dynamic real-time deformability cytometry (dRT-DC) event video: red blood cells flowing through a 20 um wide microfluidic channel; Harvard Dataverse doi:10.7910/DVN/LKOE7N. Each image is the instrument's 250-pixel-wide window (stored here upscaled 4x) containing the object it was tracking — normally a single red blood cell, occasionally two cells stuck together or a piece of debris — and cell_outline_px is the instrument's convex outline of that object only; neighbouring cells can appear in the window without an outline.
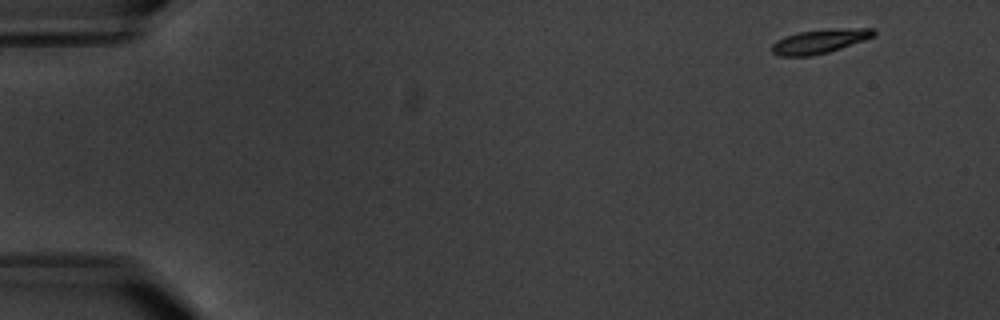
{"species": "common noctule bat (a hibernating species)", "species_latin": "Nyctalus noctula", "temperature_condition": "warm", "stored_images_in_passage": 3, "camera_frame_rate_fps": 3000, "um_per_image_px": 0.085, "animal": {"sex": "male", "body_mass_g": 20.1, "forearm_length_mm": 53.5}, "frame": {"image": 1, "passage_image": 1, "time_ms": 0.0, "image_size_px": [1000, 320], "cell_outline_px": [[876, 36], [828, 52], [812, 56], [780, 56], [772, 52], [772, 44], [776, 40], [800, 32], [828, 28], [872, 28], [876, 32]], "centroid_in_image_um": [69.7, 3.5], "position_along_channel_um": 15.3, "area_um2": 14.28}}